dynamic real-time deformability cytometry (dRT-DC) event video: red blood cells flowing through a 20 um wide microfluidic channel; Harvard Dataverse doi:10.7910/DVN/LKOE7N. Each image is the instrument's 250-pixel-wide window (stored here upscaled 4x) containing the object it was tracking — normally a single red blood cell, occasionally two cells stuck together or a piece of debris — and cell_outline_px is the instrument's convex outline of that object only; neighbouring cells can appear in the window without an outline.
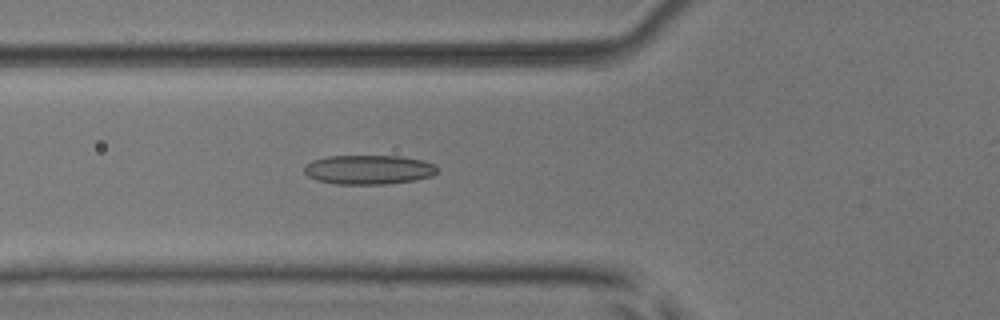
{"species": "common noctule bat (a hibernating species)", "species_latin": "Nyctalus noctula", "temperature_condition": "room temperature", "stored_images_in_passage": 47, "camera_frame_rate_fps": 3000, "um_per_image_px": 0.085, "animal": {"sex": "male", "body_mass_g": 17.9, "forearm_length_mm": 54.2}, "frame": {"image": 1, "passage_image": 20, "time_ms": 6.333, "image_size_px": [1000, 320], "cell_outline_px": [[440, 168], [432, 176], [416, 180], [384, 184], [336, 184], [316, 180], [308, 176], [304, 172], [304, 164], [312, 160], [328, 156], [400, 156], [424, 160], [436, 164]], "centroid_in_image_um": [31.35, 14.41], "position_along_channel_um": 94.4, "area_um2": 23.0}}
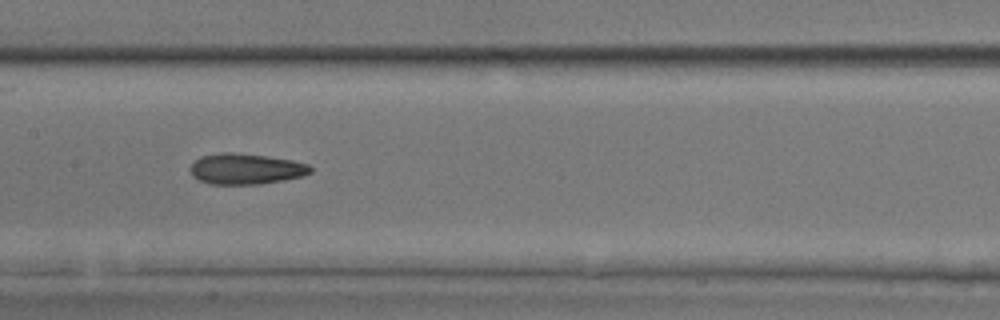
{"frame": {"image": 2, "passage_image": 27, "time_ms": 8.667, "image_size_px": [1000, 320], "cell_outline_px": [[312, 172], [304, 176], [284, 180], [260, 184], [212, 184], [200, 180], [192, 176], [188, 168], [200, 156], [220, 152], [232, 152], [264, 156], [292, 160], [308, 164], [312, 168]], "centroid_in_image_um": [20.89, 14.35], "position_along_channel_um": 186.5, "area_um2": 21.62}}
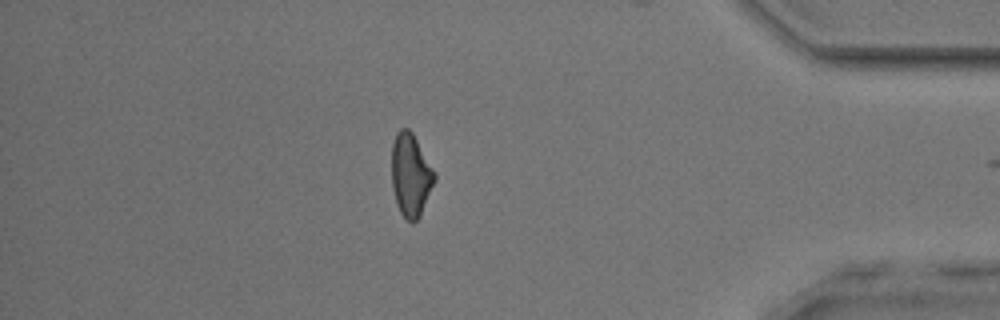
{"frame": {"image": 3, "passage_image": 46, "time_ms": 15.0, "image_size_px": [1000, 320], "cell_outline_px": [[436, 180], [420, 216], [412, 224], [400, 212], [396, 204], [392, 188], [392, 144], [396, 132], [400, 128], [408, 128], [412, 132], [436, 172]], "centroid_in_image_um": [34.91, 14.87], "position_along_channel_um": 400.3, "area_um2": 20.92}}